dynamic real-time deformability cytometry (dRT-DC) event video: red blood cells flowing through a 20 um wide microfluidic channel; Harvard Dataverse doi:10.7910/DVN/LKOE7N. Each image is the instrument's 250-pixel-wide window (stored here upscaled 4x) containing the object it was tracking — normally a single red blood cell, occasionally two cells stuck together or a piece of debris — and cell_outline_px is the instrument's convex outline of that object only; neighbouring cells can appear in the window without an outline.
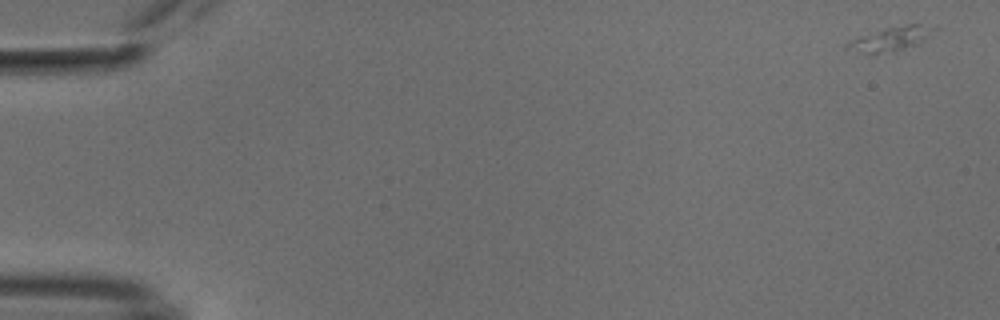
{"species": "common noctule bat (a hibernating species)", "species_latin": "Nyctalus noctula", "temperature_condition": "cold", "stored_images_in_passage": 15, "camera_frame_rate_fps": 3000, "um_per_image_px": 0.085, "animal": {"sex": "male", "body_mass_g": 18.8}, "frame": {"image": 1, "passage_image": 1, "time_ms": 0.0, "image_size_px": [1000, 320], "cell_outline_px": [[936, 28], [920, 44], [896, 52], [860, 52], [844, 48], [844, 44], [848, 40], [860, 36], [888, 28], [908, 24], [920, 24]], "centroid_in_image_um": [75.7, 3.32], "position_along_channel_um": 9.3, "area_um2": 11.96}}